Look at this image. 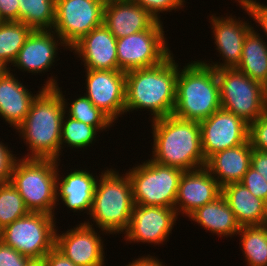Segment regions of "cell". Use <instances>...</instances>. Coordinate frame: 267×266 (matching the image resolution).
I'll use <instances>...</instances> for the list:
<instances>
[{"instance_id": "6da1fadb", "label": "cell", "mask_w": 267, "mask_h": 266, "mask_svg": "<svg viewBox=\"0 0 267 266\" xmlns=\"http://www.w3.org/2000/svg\"><path fill=\"white\" fill-rule=\"evenodd\" d=\"M171 53L156 66L126 72L125 114L147 110L152 119L172 115L179 65Z\"/></svg>"}, {"instance_id": "7a4b0ae2", "label": "cell", "mask_w": 267, "mask_h": 266, "mask_svg": "<svg viewBox=\"0 0 267 266\" xmlns=\"http://www.w3.org/2000/svg\"><path fill=\"white\" fill-rule=\"evenodd\" d=\"M64 103L55 88H44L33 100L25 120L16 132L28 152L22 158L60 160Z\"/></svg>"}, {"instance_id": "3957f363", "label": "cell", "mask_w": 267, "mask_h": 266, "mask_svg": "<svg viewBox=\"0 0 267 266\" xmlns=\"http://www.w3.org/2000/svg\"><path fill=\"white\" fill-rule=\"evenodd\" d=\"M150 122L154 140L150 158L153 161L183 171L206 166L199 122L180 119L174 115Z\"/></svg>"}, {"instance_id": "277c9868", "label": "cell", "mask_w": 267, "mask_h": 266, "mask_svg": "<svg viewBox=\"0 0 267 266\" xmlns=\"http://www.w3.org/2000/svg\"><path fill=\"white\" fill-rule=\"evenodd\" d=\"M221 109L216 70L196 59L178 70L176 102L172 115L201 122Z\"/></svg>"}, {"instance_id": "5b68a950", "label": "cell", "mask_w": 267, "mask_h": 266, "mask_svg": "<svg viewBox=\"0 0 267 266\" xmlns=\"http://www.w3.org/2000/svg\"><path fill=\"white\" fill-rule=\"evenodd\" d=\"M134 205L132 185L128 175L126 173L121 175L116 169L107 168L101 175L99 174L96 183L89 214L92 221L88 219L84 222L97 226L103 235L125 234L130 225Z\"/></svg>"}, {"instance_id": "8992f818", "label": "cell", "mask_w": 267, "mask_h": 266, "mask_svg": "<svg viewBox=\"0 0 267 266\" xmlns=\"http://www.w3.org/2000/svg\"><path fill=\"white\" fill-rule=\"evenodd\" d=\"M58 161L18 158L13 166L11 184L22 196L30 212L55 216Z\"/></svg>"}, {"instance_id": "52a82bcc", "label": "cell", "mask_w": 267, "mask_h": 266, "mask_svg": "<svg viewBox=\"0 0 267 266\" xmlns=\"http://www.w3.org/2000/svg\"><path fill=\"white\" fill-rule=\"evenodd\" d=\"M183 170L151 158L125 172L130 178L134 204L174 208Z\"/></svg>"}, {"instance_id": "ba28073f", "label": "cell", "mask_w": 267, "mask_h": 266, "mask_svg": "<svg viewBox=\"0 0 267 266\" xmlns=\"http://www.w3.org/2000/svg\"><path fill=\"white\" fill-rule=\"evenodd\" d=\"M55 217L29 212L1 229L0 240L30 259H43L55 246Z\"/></svg>"}, {"instance_id": "9c48e42d", "label": "cell", "mask_w": 267, "mask_h": 266, "mask_svg": "<svg viewBox=\"0 0 267 266\" xmlns=\"http://www.w3.org/2000/svg\"><path fill=\"white\" fill-rule=\"evenodd\" d=\"M221 108L242 118L247 124L263 114V84L237 68L217 69Z\"/></svg>"}, {"instance_id": "30bf717a", "label": "cell", "mask_w": 267, "mask_h": 266, "mask_svg": "<svg viewBox=\"0 0 267 266\" xmlns=\"http://www.w3.org/2000/svg\"><path fill=\"white\" fill-rule=\"evenodd\" d=\"M162 24L156 21L147 30L117 39L118 70L126 73L156 66L172 53Z\"/></svg>"}, {"instance_id": "8fae6325", "label": "cell", "mask_w": 267, "mask_h": 266, "mask_svg": "<svg viewBox=\"0 0 267 266\" xmlns=\"http://www.w3.org/2000/svg\"><path fill=\"white\" fill-rule=\"evenodd\" d=\"M106 0H56L53 31L70 49L103 24Z\"/></svg>"}, {"instance_id": "7c38bea8", "label": "cell", "mask_w": 267, "mask_h": 266, "mask_svg": "<svg viewBox=\"0 0 267 266\" xmlns=\"http://www.w3.org/2000/svg\"><path fill=\"white\" fill-rule=\"evenodd\" d=\"M84 95L114 124L125 114L126 73L121 70L85 69Z\"/></svg>"}, {"instance_id": "4fadbf2b", "label": "cell", "mask_w": 267, "mask_h": 266, "mask_svg": "<svg viewBox=\"0 0 267 266\" xmlns=\"http://www.w3.org/2000/svg\"><path fill=\"white\" fill-rule=\"evenodd\" d=\"M199 125L206 161L213 154L244 144L248 140L249 124L222 108L199 122Z\"/></svg>"}, {"instance_id": "5bb4252c", "label": "cell", "mask_w": 267, "mask_h": 266, "mask_svg": "<svg viewBox=\"0 0 267 266\" xmlns=\"http://www.w3.org/2000/svg\"><path fill=\"white\" fill-rule=\"evenodd\" d=\"M177 219L178 215L174 208L135 204L130 225L123 238L126 243L130 244L142 242L143 244L160 245L162 243L164 245Z\"/></svg>"}, {"instance_id": "9a60e30c", "label": "cell", "mask_w": 267, "mask_h": 266, "mask_svg": "<svg viewBox=\"0 0 267 266\" xmlns=\"http://www.w3.org/2000/svg\"><path fill=\"white\" fill-rule=\"evenodd\" d=\"M58 232L56 229L55 247L76 266H105L104 240L94 226L81 222Z\"/></svg>"}, {"instance_id": "2e32d148", "label": "cell", "mask_w": 267, "mask_h": 266, "mask_svg": "<svg viewBox=\"0 0 267 266\" xmlns=\"http://www.w3.org/2000/svg\"><path fill=\"white\" fill-rule=\"evenodd\" d=\"M215 15L217 14L210 16L209 22L213 30L211 33H213L214 45L216 44L214 47H216L222 62L207 63L205 59L199 61L215 70L236 68L241 60L245 37L253 26L248 21H243L240 17L236 18L232 14L229 16L226 13V17Z\"/></svg>"}, {"instance_id": "e0dca14e", "label": "cell", "mask_w": 267, "mask_h": 266, "mask_svg": "<svg viewBox=\"0 0 267 266\" xmlns=\"http://www.w3.org/2000/svg\"><path fill=\"white\" fill-rule=\"evenodd\" d=\"M58 46L70 50L53 30H32L11 65L24 73L45 74L58 61Z\"/></svg>"}, {"instance_id": "ac0fdd59", "label": "cell", "mask_w": 267, "mask_h": 266, "mask_svg": "<svg viewBox=\"0 0 267 266\" xmlns=\"http://www.w3.org/2000/svg\"><path fill=\"white\" fill-rule=\"evenodd\" d=\"M222 188L206 167L184 171L180 177L174 209L188 217L197 208L214 201Z\"/></svg>"}, {"instance_id": "d6986e66", "label": "cell", "mask_w": 267, "mask_h": 266, "mask_svg": "<svg viewBox=\"0 0 267 266\" xmlns=\"http://www.w3.org/2000/svg\"><path fill=\"white\" fill-rule=\"evenodd\" d=\"M117 39L102 24L76 42L69 51L80 58L84 69L118 70Z\"/></svg>"}, {"instance_id": "ffe728a7", "label": "cell", "mask_w": 267, "mask_h": 266, "mask_svg": "<svg viewBox=\"0 0 267 266\" xmlns=\"http://www.w3.org/2000/svg\"><path fill=\"white\" fill-rule=\"evenodd\" d=\"M60 161L57 167L56 179V201L57 206L60 205L59 200L63 206L73 212L81 213L84 211L87 215L92 209L94 191L99 176L90 173L86 168L70 169L66 176H61L59 173ZM73 170V172H72ZM86 170V171H85Z\"/></svg>"}, {"instance_id": "44dd1931", "label": "cell", "mask_w": 267, "mask_h": 266, "mask_svg": "<svg viewBox=\"0 0 267 266\" xmlns=\"http://www.w3.org/2000/svg\"><path fill=\"white\" fill-rule=\"evenodd\" d=\"M157 20L132 0H106L103 24L116 39L149 29Z\"/></svg>"}, {"instance_id": "7402d4cb", "label": "cell", "mask_w": 267, "mask_h": 266, "mask_svg": "<svg viewBox=\"0 0 267 266\" xmlns=\"http://www.w3.org/2000/svg\"><path fill=\"white\" fill-rule=\"evenodd\" d=\"M14 69L9 71L0 78V118L4 119L13 129L25 120L30 111L31 104L36 96L45 88L38 90L33 94L28 86L26 88L13 73ZM12 71V72H10ZM32 93V94H31Z\"/></svg>"}, {"instance_id": "603a6c76", "label": "cell", "mask_w": 267, "mask_h": 266, "mask_svg": "<svg viewBox=\"0 0 267 266\" xmlns=\"http://www.w3.org/2000/svg\"><path fill=\"white\" fill-rule=\"evenodd\" d=\"M253 148L249 139L239 146L213 154L206 162V168L217 180L221 188L231 183L241 182L251 167Z\"/></svg>"}, {"instance_id": "cb8c5ba5", "label": "cell", "mask_w": 267, "mask_h": 266, "mask_svg": "<svg viewBox=\"0 0 267 266\" xmlns=\"http://www.w3.org/2000/svg\"><path fill=\"white\" fill-rule=\"evenodd\" d=\"M240 226L267 224V203L254 196L242 183H231L222 188Z\"/></svg>"}, {"instance_id": "d4e9b609", "label": "cell", "mask_w": 267, "mask_h": 266, "mask_svg": "<svg viewBox=\"0 0 267 266\" xmlns=\"http://www.w3.org/2000/svg\"><path fill=\"white\" fill-rule=\"evenodd\" d=\"M190 221H194L206 231L218 235V237H234L240 231L241 226L238 223L233 211L221 194L214 201L197 208L189 216Z\"/></svg>"}, {"instance_id": "484cf974", "label": "cell", "mask_w": 267, "mask_h": 266, "mask_svg": "<svg viewBox=\"0 0 267 266\" xmlns=\"http://www.w3.org/2000/svg\"><path fill=\"white\" fill-rule=\"evenodd\" d=\"M254 27L245 37L242 56L236 67L251 79L265 84L267 82V40Z\"/></svg>"}, {"instance_id": "4316f807", "label": "cell", "mask_w": 267, "mask_h": 266, "mask_svg": "<svg viewBox=\"0 0 267 266\" xmlns=\"http://www.w3.org/2000/svg\"><path fill=\"white\" fill-rule=\"evenodd\" d=\"M56 76L47 77V81L44 82L45 88H55L62 97L65 112L68 116L76 119L77 121L84 122L85 124L94 126L99 133L106 132L112 127L114 122L99 108L95 107L93 103L85 96H78L79 98L74 99L71 103L65 98L66 95H63L62 88L59 87V84L56 80ZM70 105V106H69ZM69 106V107H68Z\"/></svg>"}, {"instance_id": "83f0119b", "label": "cell", "mask_w": 267, "mask_h": 266, "mask_svg": "<svg viewBox=\"0 0 267 266\" xmlns=\"http://www.w3.org/2000/svg\"><path fill=\"white\" fill-rule=\"evenodd\" d=\"M240 243L248 266H267V224L241 226Z\"/></svg>"}, {"instance_id": "f1b7e54d", "label": "cell", "mask_w": 267, "mask_h": 266, "mask_svg": "<svg viewBox=\"0 0 267 266\" xmlns=\"http://www.w3.org/2000/svg\"><path fill=\"white\" fill-rule=\"evenodd\" d=\"M19 21L32 30H52L56 0H19Z\"/></svg>"}, {"instance_id": "f546056e", "label": "cell", "mask_w": 267, "mask_h": 266, "mask_svg": "<svg viewBox=\"0 0 267 266\" xmlns=\"http://www.w3.org/2000/svg\"><path fill=\"white\" fill-rule=\"evenodd\" d=\"M31 32L32 29L20 21L0 23V59L10 66L9 69Z\"/></svg>"}, {"instance_id": "4dcf8cb0", "label": "cell", "mask_w": 267, "mask_h": 266, "mask_svg": "<svg viewBox=\"0 0 267 266\" xmlns=\"http://www.w3.org/2000/svg\"><path fill=\"white\" fill-rule=\"evenodd\" d=\"M99 131L91 125L68 116L65 112L62 120L60 155L66 146L70 149H87L96 142ZM62 152V153H61Z\"/></svg>"}, {"instance_id": "1f68e13d", "label": "cell", "mask_w": 267, "mask_h": 266, "mask_svg": "<svg viewBox=\"0 0 267 266\" xmlns=\"http://www.w3.org/2000/svg\"><path fill=\"white\" fill-rule=\"evenodd\" d=\"M29 212L22 196L11 182L0 183V229L26 216Z\"/></svg>"}, {"instance_id": "d6a6232c", "label": "cell", "mask_w": 267, "mask_h": 266, "mask_svg": "<svg viewBox=\"0 0 267 266\" xmlns=\"http://www.w3.org/2000/svg\"><path fill=\"white\" fill-rule=\"evenodd\" d=\"M143 7L157 21L162 22L160 13L184 8L185 0H132Z\"/></svg>"}, {"instance_id": "836d02e7", "label": "cell", "mask_w": 267, "mask_h": 266, "mask_svg": "<svg viewBox=\"0 0 267 266\" xmlns=\"http://www.w3.org/2000/svg\"><path fill=\"white\" fill-rule=\"evenodd\" d=\"M249 142L255 150L267 151V115L262 114L249 124Z\"/></svg>"}, {"instance_id": "e575fe53", "label": "cell", "mask_w": 267, "mask_h": 266, "mask_svg": "<svg viewBox=\"0 0 267 266\" xmlns=\"http://www.w3.org/2000/svg\"><path fill=\"white\" fill-rule=\"evenodd\" d=\"M236 3H239L242 10L246 11L249 17L252 18L253 21L258 23L264 32V37L267 39V5L261 4V2H257V0H235Z\"/></svg>"}, {"instance_id": "d590c367", "label": "cell", "mask_w": 267, "mask_h": 266, "mask_svg": "<svg viewBox=\"0 0 267 266\" xmlns=\"http://www.w3.org/2000/svg\"><path fill=\"white\" fill-rule=\"evenodd\" d=\"M254 196L267 203V181L253 167L244 174L241 182Z\"/></svg>"}, {"instance_id": "8d00e7d4", "label": "cell", "mask_w": 267, "mask_h": 266, "mask_svg": "<svg viewBox=\"0 0 267 266\" xmlns=\"http://www.w3.org/2000/svg\"><path fill=\"white\" fill-rule=\"evenodd\" d=\"M12 152L8 145L0 141V183L10 181L14 163L18 158Z\"/></svg>"}, {"instance_id": "74e56055", "label": "cell", "mask_w": 267, "mask_h": 266, "mask_svg": "<svg viewBox=\"0 0 267 266\" xmlns=\"http://www.w3.org/2000/svg\"><path fill=\"white\" fill-rule=\"evenodd\" d=\"M30 260L0 240V266H25Z\"/></svg>"}, {"instance_id": "f35d334b", "label": "cell", "mask_w": 267, "mask_h": 266, "mask_svg": "<svg viewBox=\"0 0 267 266\" xmlns=\"http://www.w3.org/2000/svg\"><path fill=\"white\" fill-rule=\"evenodd\" d=\"M19 0H0L2 21H19Z\"/></svg>"}, {"instance_id": "ab89813d", "label": "cell", "mask_w": 267, "mask_h": 266, "mask_svg": "<svg viewBox=\"0 0 267 266\" xmlns=\"http://www.w3.org/2000/svg\"><path fill=\"white\" fill-rule=\"evenodd\" d=\"M45 266H76L55 246L44 256Z\"/></svg>"}, {"instance_id": "60d3db41", "label": "cell", "mask_w": 267, "mask_h": 266, "mask_svg": "<svg viewBox=\"0 0 267 266\" xmlns=\"http://www.w3.org/2000/svg\"><path fill=\"white\" fill-rule=\"evenodd\" d=\"M251 167L260 173L267 181V151L253 149L251 155Z\"/></svg>"}, {"instance_id": "b9f144b4", "label": "cell", "mask_w": 267, "mask_h": 266, "mask_svg": "<svg viewBox=\"0 0 267 266\" xmlns=\"http://www.w3.org/2000/svg\"><path fill=\"white\" fill-rule=\"evenodd\" d=\"M125 266H165L163 261H160L157 257L151 256L148 254L147 256H138L135 260Z\"/></svg>"}, {"instance_id": "7bdbcfd3", "label": "cell", "mask_w": 267, "mask_h": 266, "mask_svg": "<svg viewBox=\"0 0 267 266\" xmlns=\"http://www.w3.org/2000/svg\"><path fill=\"white\" fill-rule=\"evenodd\" d=\"M263 113L267 115V82L263 85Z\"/></svg>"}, {"instance_id": "ee69618b", "label": "cell", "mask_w": 267, "mask_h": 266, "mask_svg": "<svg viewBox=\"0 0 267 266\" xmlns=\"http://www.w3.org/2000/svg\"><path fill=\"white\" fill-rule=\"evenodd\" d=\"M25 266H45L43 259H31Z\"/></svg>"}, {"instance_id": "f6af8a7d", "label": "cell", "mask_w": 267, "mask_h": 266, "mask_svg": "<svg viewBox=\"0 0 267 266\" xmlns=\"http://www.w3.org/2000/svg\"><path fill=\"white\" fill-rule=\"evenodd\" d=\"M7 66L8 65L0 59V78L3 77L9 71V67Z\"/></svg>"}]
</instances>
